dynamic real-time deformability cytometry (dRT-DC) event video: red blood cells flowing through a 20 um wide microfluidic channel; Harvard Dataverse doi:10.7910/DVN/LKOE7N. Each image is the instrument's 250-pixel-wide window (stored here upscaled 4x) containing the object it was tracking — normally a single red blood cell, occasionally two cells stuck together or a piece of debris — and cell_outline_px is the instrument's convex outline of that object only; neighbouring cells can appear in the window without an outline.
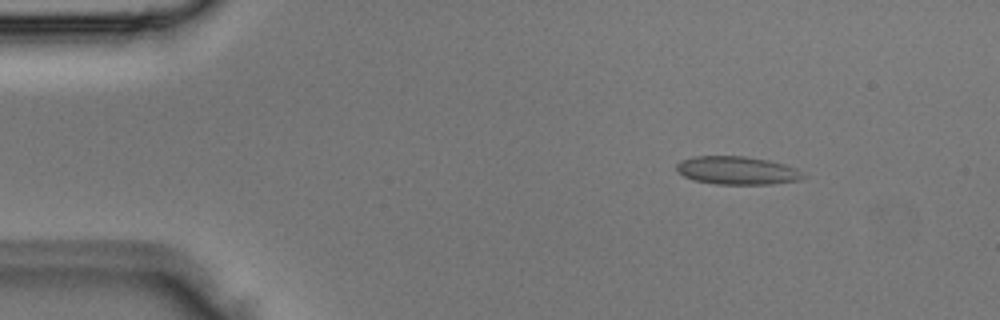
{"species": "Egyptian fruit bat (a non-hibernating species)", "species_latin": "Rousettus aegyptiacus", "temperature_condition": "room temperature", "stored_images_in_passage": 4, "segment_of_instrument_passage": [2, 2], "camera_frame_rate_fps": 3000, "um_per_image_px": 0.085, "animal": {"sex": "male"}, "frame": {"image": 1, "passage_image": 4, "time_ms": 1.0, "image_size_px": [1000, 320], "cell_outline_px": [[804, 176], [800, 180], [772, 184], [716, 184], [692, 180], [676, 172], [676, 164], [680, 160], [692, 156], [744, 156], [768, 160], [784, 164], [796, 168]], "centroid_in_image_um": [62.59, 14.49], "position_along_channel_um": 22.4, "area_um2": 20.87}}